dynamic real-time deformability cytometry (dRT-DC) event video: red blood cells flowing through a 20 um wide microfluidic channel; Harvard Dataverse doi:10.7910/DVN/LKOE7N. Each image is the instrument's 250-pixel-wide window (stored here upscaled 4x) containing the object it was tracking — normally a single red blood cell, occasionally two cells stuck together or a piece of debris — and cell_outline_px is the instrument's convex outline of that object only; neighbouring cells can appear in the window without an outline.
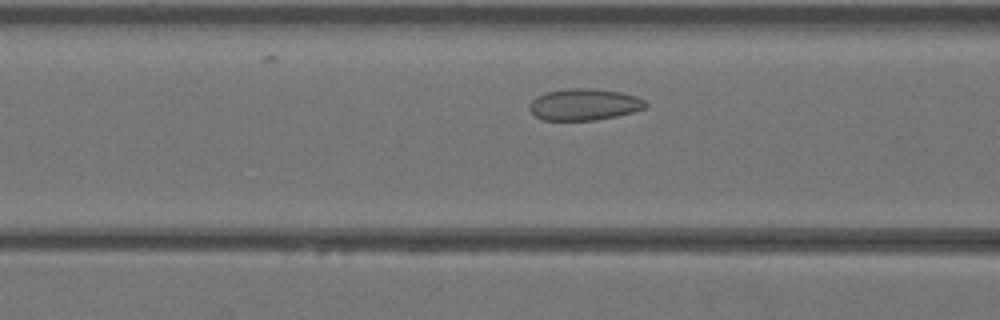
{"species": "Egyptian fruit bat (a non-hibernating species)", "species_latin": "Rousettus aegyptiacus", "temperature_condition": "warm", "stored_images_in_passage": 35, "camera_frame_rate_fps": 3000, "um_per_image_px": 0.085, "animal": {"sex": "female"}, "frame": {"image": 1, "passage_image": 9, "time_ms": 2.667, "image_size_px": [1000, 320], "cell_outline_px": [[648, 108], [616, 116], [596, 120], [544, 120], [536, 116], [528, 108], [528, 104], [536, 96], [548, 92], [568, 88], [592, 88], [620, 92], [636, 96], [644, 100], [648, 104]], "centroid_in_image_um": [49.67, 8.88], "position_along_channel_um": 116.9, "area_um2": 21.44}}
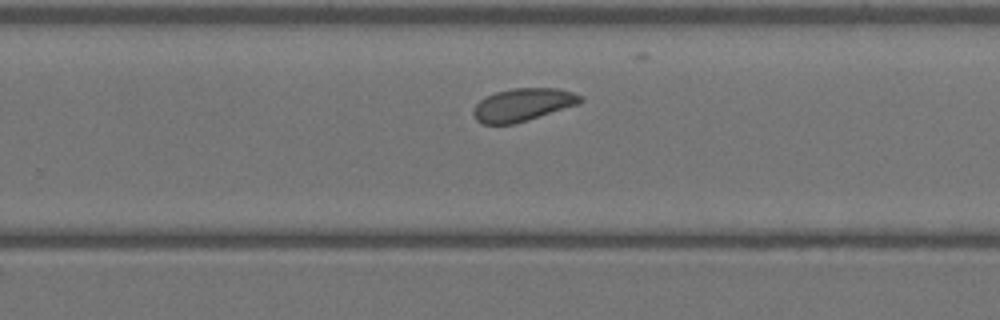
{"frame": {"image": 2, "passage_image": 20, "time_ms": 6.333, "image_size_px": [1000, 320], "cell_outline_px": [[584, 100], [580, 104], [528, 120], [512, 124], [480, 124], [476, 120], [472, 112], [476, 104], [480, 100], [496, 92], [512, 88], [560, 88], [584, 96]], "centroid_in_image_um": [44.48, 8.9], "position_along_channel_um": 285.3, "area_um2": 20.63}}
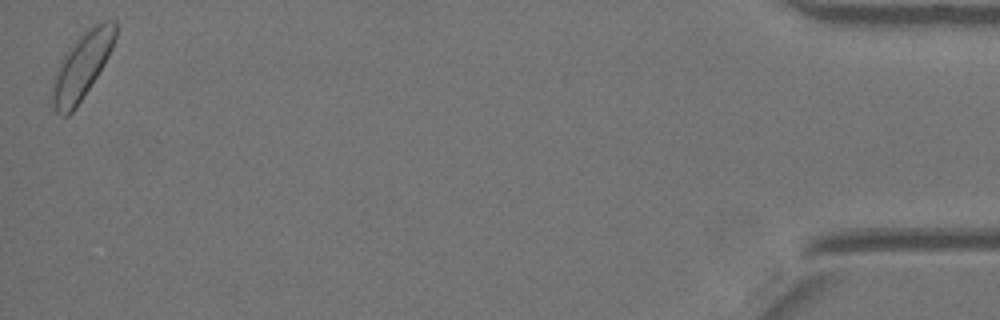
{"frame": {"image": 3, "passage_image": 35, "time_ms": 11.333, "image_size_px": [1000, 320], "cell_outline_px": [[116, 36], [112, 48], [104, 64], [76, 108], [68, 116], [60, 116], [56, 112], [52, 104], [52, 84], [56, 68], [68, 48], [96, 24], [104, 20], [116, 20]], "centroid_in_image_um": [6.94, 5.65], "position_along_channel_um": 428.3, "area_um2": 23.93}}